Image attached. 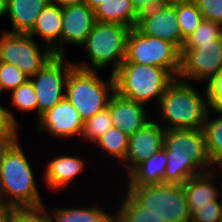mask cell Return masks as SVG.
Listing matches in <instances>:
<instances>
[{"instance_id":"obj_29","label":"cell","mask_w":222,"mask_h":222,"mask_svg":"<svg viewBox=\"0 0 222 222\" xmlns=\"http://www.w3.org/2000/svg\"><path fill=\"white\" fill-rule=\"evenodd\" d=\"M11 104L17 110L37 112V96L30 80L11 91Z\"/></svg>"},{"instance_id":"obj_38","label":"cell","mask_w":222,"mask_h":222,"mask_svg":"<svg viewBox=\"0 0 222 222\" xmlns=\"http://www.w3.org/2000/svg\"><path fill=\"white\" fill-rule=\"evenodd\" d=\"M135 10L141 14L146 10L165 5L164 0H131Z\"/></svg>"},{"instance_id":"obj_10","label":"cell","mask_w":222,"mask_h":222,"mask_svg":"<svg viewBox=\"0 0 222 222\" xmlns=\"http://www.w3.org/2000/svg\"><path fill=\"white\" fill-rule=\"evenodd\" d=\"M64 56H54L35 75L29 77L37 96V120L46 110L65 98L66 82L73 61Z\"/></svg>"},{"instance_id":"obj_30","label":"cell","mask_w":222,"mask_h":222,"mask_svg":"<svg viewBox=\"0 0 222 222\" xmlns=\"http://www.w3.org/2000/svg\"><path fill=\"white\" fill-rule=\"evenodd\" d=\"M51 222H92V206L56 208L51 210Z\"/></svg>"},{"instance_id":"obj_16","label":"cell","mask_w":222,"mask_h":222,"mask_svg":"<svg viewBox=\"0 0 222 222\" xmlns=\"http://www.w3.org/2000/svg\"><path fill=\"white\" fill-rule=\"evenodd\" d=\"M108 106L112 125L127 136L133 135L152 120L145 104L124 98L117 92L111 95Z\"/></svg>"},{"instance_id":"obj_8","label":"cell","mask_w":222,"mask_h":222,"mask_svg":"<svg viewBox=\"0 0 222 222\" xmlns=\"http://www.w3.org/2000/svg\"><path fill=\"white\" fill-rule=\"evenodd\" d=\"M123 63L157 66L177 78L181 68V53L174 44L144 35L134 27L128 37L126 59Z\"/></svg>"},{"instance_id":"obj_9","label":"cell","mask_w":222,"mask_h":222,"mask_svg":"<svg viewBox=\"0 0 222 222\" xmlns=\"http://www.w3.org/2000/svg\"><path fill=\"white\" fill-rule=\"evenodd\" d=\"M0 32V62L14 65L27 76L35 75L51 58L53 52L29 34ZM43 49V50H42Z\"/></svg>"},{"instance_id":"obj_41","label":"cell","mask_w":222,"mask_h":222,"mask_svg":"<svg viewBox=\"0 0 222 222\" xmlns=\"http://www.w3.org/2000/svg\"><path fill=\"white\" fill-rule=\"evenodd\" d=\"M110 0H86V4L94 11L98 6Z\"/></svg>"},{"instance_id":"obj_11","label":"cell","mask_w":222,"mask_h":222,"mask_svg":"<svg viewBox=\"0 0 222 222\" xmlns=\"http://www.w3.org/2000/svg\"><path fill=\"white\" fill-rule=\"evenodd\" d=\"M181 68L178 78L191 82L210 81L222 70V36L200 43L192 50H180Z\"/></svg>"},{"instance_id":"obj_23","label":"cell","mask_w":222,"mask_h":222,"mask_svg":"<svg viewBox=\"0 0 222 222\" xmlns=\"http://www.w3.org/2000/svg\"><path fill=\"white\" fill-rule=\"evenodd\" d=\"M211 112V113H210ZM212 114H216L215 117ZM210 116H213L211 118ZM208 155L213 166L222 161V109L210 108L203 127Z\"/></svg>"},{"instance_id":"obj_13","label":"cell","mask_w":222,"mask_h":222,"mask_svg":"<svg viewBox=\"0 0 222 222\" xmlns=\"http://www.w3.org/2000/svg\"><path fill=\"white\" fill-rule=\"evenodd\" d=\"M136 28L151 37L161 38L181 50L184 39L178 23L176 6L162 5L141 13Z\"/></svg>"},{"instance_id":"obj_25","label":"cell","mask_w":222,"mask_h":222,"mask_svg":"<svg viewBox=\"0 0 222 222\" xmlns=\"http://www.w3.org/2000/svg\"><path fill=\"white\" fill-rule=\"evenodd\" d=\"M118 204L122 222H166L162 217L149 213L140 206L127 192L119 199Z\"/></svg>"},{"instance_id":"obj_20","label":"cell","mask_w":222,"mask_h":222,"mask_svg":"<svg viewBox=\"0 0 222 222\" xmlns=\"http://www.w3.org/2000/svg\"><path fill=\"white\" fill-rule=\"evenodd\" d=\"M51 0H6V15H9L10 33L28 34L34 27L41 11Z\"/></svg>"},{"instance_id":"obj_2","label":"cell","mask_w":222,"mask_h":222,"mask_svg":"<svg viewBox=\"0 0 222 222\" xmlns=\"http://www.w3.org/2000/svg\"><path fill=\"white\" fill-rule=\"evenodd\" d=\"M33 171L18 137L0 143V197L4 205L12 207L44 205Z\"/></svg>"},{"instance_id":"obj_36","label":"cell","mask_w":222,"mask_h":222,"mask_svg":"<svg viewBox=\"0 0 222 222\" xmlns=\"http://www.w3.org/2000/svg\"><path fill=\"white\" fill-rule=\"evenodd\" d=\"M204 85L210 108L222 109V70Z\"/></svg>"},{"instance_id":"obj_19","label":"cell","mask_w":222,"mask_h":222,"mask_svg":"<svg viewBox=\"0 0 222 222\" xmlns=\"http://www.w3.org/2000/svg\"><path fill=\"white\" fill-rule=\"evenodd\" d=\"M216 172L212 170L195 175L183 184L190 213L201 209V206L209 202L217 201L222 196V184L219 189L213 182L218 177Z\"/></svg>"},{"instance_id":"obj_45","label":"cell","mask_w":222,"mask_h":222,"mask_svg":"<svg viewBox=\"0 0 222 222\" xmlns=\"http://www.w3.org/2000/svg\"><path fill=\"white\" fill-rule=\"evenodd\" d=\"M4 92V90H3V87H2V84H1V81H0V96H1V94Z\"/></svg>"},{"instance_id":"obj_4","label":"cell","mask_w":222,"mask_h":222,"mask_svg":"<svg viewBox=\"0 0 222 222\" xmlns=\"http://www.w3.org/2000/svg\"><path fill=\"white\" fill-rule=\"evenodd\" d=\"M130 31L131 28L125 25L96 21L83 45L90 62H74V65L93 71H100L112 65L110 73L114 74L126 59Z\"/></svg>"},{"instance_id":"obj_44","label":"cell","mask_w":222,"mask_h":222,"mask_svg":"<svg viewBox=\"0 0 222 222\" xmlns=\"http://www.w3.org/2000/svg\"><path fill=\"white\" fill-rule=\"evenodd\" d=\"M218 166V168H215V170L217 171V169L218 170H220L219 172H221V174H222V161L220 162V163H218L217 165H216V167ZM222 183V182H221Z\"/></svg>"},{"instance_id":"obj_6","label":"cell","mask_w":222,"mask_h":222,"mask_svg":"<svg viewBox=\"0 0 222 222\" xmlns=\"http://www.w3.org/2000/svg\"><path fill=\"white\" fill-rule=\"evenodd\" d=\"M99 71L74 67L66 82L65 97L76 108L83 122L104 110L115 92L114 75L101 78Z\"/></svg>"},{"instance_id":"obj_1","label":"cell","mask_w":222,"mask_h":222,"mask_svg":"<svg viewBox=\"0 0 222 222\" xmlns=\"http://www.w3.org/2000/svg\"><path fill=\"white\" fill-rule=\"evenodd\" d=\"M164 149L167 167L163 184L183 185L189 178L215 168L208 155L203 129L165 130Z\"/></svg>"},{"instance_id":"obj_42","label":"cell","mask_w":222,"mask_h":222,"mask_svg":"<svg viewBox=\"0 0 222 222\" xmlns=\"http://www.w3.org/2000/svg\"><path fill=\"white\" fill-rule=\"evenodd\" d=\"M195 0H164L165 5L177 6L194 2Z\"/></svg>"},{"instance_id":"obj_5","label":"cell","mask_w":222,"mask_h":222,"mask_svg":"<svg viewBox=\"0 0 222 222\" xmlns=\"http://www.w3.org/2000/svg\"><path fill=\"white\" fill-rule=\"evenodd\" d=\"M115 92L120 96L147 104L158 101L175 79L166 69L137 63H122L113 74Z\"/></svg>"},{"instance_id":"obj_27","label":"cell","mask_w":222,"mask_h":222,"mask_svg":"<svg viewBox=\"0 0 222 222\" xmlns=\"http://www.w3.org/2000/svg\"><path fill=\"white\" fill-rule=\"evenodd\" d=\"M112 126L109 106L107 105L104 110L96 113L83 123L80 139L82 137L85 142L90 141L89 143L94 144V142Z\"/></svg>"},{"instance_id":"obj_14","label":"cell","mask_w":222,"mask_h":222,"mask_svg":"<svg viewBox=\"0 0 222 222\" xmlns=\"http://www.w3.org/2000/svg\"><path fill=\"white\" fill-rule=\"evenodd\" d=\"M156 121L152 118L143 128L129 136L127 155L121 163L127 175L138 164L164 148L165 129Z\"/></svg>"},{"instance_id":"obj_12","label":"cell","mask_w":222,"mask_h":222,"mask_svg":"<svg viewBox=\"0 0 222 222\" xmlns=\"http://www.w3.org/2000/svg\"><path fill=\"white\" fill-rule=\"evenodd\" d=\"M37 122L38 133L48 132L58 141L80 137L84 123L76 108L66 97L41 114Z\"/></svg>"},{"instance_id":"obj_26","label":"cell","mask_w":222,"mask_h":222,"mask_svg":"<svg viewBox=\"0 0 222 222\" xmlns=\"http://www.w3.org/2000/svg\"><path fill=\"white\" fill-rule=\"evenodd\" d=\"M221 36L222 24L203 19L198 28L185 39L181 50H192L200 43L211 42Z\"/></svg>"},{"instance_id":"obj_22","label":"cell","mask_w":222,"mask_h":222,"mask_svg":"<svg viewBox=\"0 0 222 222\" xmlns=\"http://www.w3.org/2000/svg\"><path fill=\"white\" fill-rule=\"evenodd\" d=\"M95 20L101 23H117L134 28L140 14L131 0H110L94 10Z\"/></svg>"},{"instance_id":"obj_37","label":"cell","mask_w":222,"mask_h":222,"mask_svg":"<svg viewBox=\"0 0 222 222\" xmlns=\"http://www.w3.org/2000/svg\"><path fill=\"white\" fill-rule=\"evenodd\" d=\"M101 208L100 205L92 206V222H122L121 213L119 207L115 211L109 213V211ZM115 212V213H114Z\"/></svg>"},{"instance_id":"obj_21","label":"cell","mask_w":222,"mask_h":222,"mask_svg":"<svg viewBox=\"0 0 222 222\" xmlns=\"http://www.w3.org/2000/svg\"><path fill=\"white\" fill-rule=\"evenodd\" d=\"M167 167L166 151L154 153L150 158L138 164L128 175H126V186H143L163 184L165 169Z\"/></svg>"},{"instance_id":"obj_35","label":"cell","mask_w":222,"mask_h":222,"mask_svg":"<svg viewBox=\"0 0 222 222\" xmlns=\"http://www.w3.org/2000/svg\"><path fill=\"white\" fill-rule=\"evenodd\" d=\"M194 2L205 20L222 24V0H195Z\"/></svg>"},{"instance_id":"obj_17","label":"cell","mask_w":222,"mask_h":222,"mask_svg":"<svg viewBox=\"0 0 222 222\" xmlns=\"http://www.w3.org/2000/svg\"><path fill=\"white\" fill-rule=\"evenodd\" d=\"M45 170H43L44 185L55 190H63V188L72 185L76 176L85 170L86 163L84 159L74 155H58L47 162Z\"/></svg>"},{"instance_id":"obj_24","label":"cell","mask_w":222,"mask_h":222,"mask_svg":"<svg viewBox=\"0 0 222 222\" xmlns=\"http://www.w3.org/2000/svg\"><path fill=\"white\" fill-rule=\"evenodd\" d=\"M128 142L129 136L112 126L94 142V145L100 147L101 152L107 153L112 159H118V162L122 163L127 155Z\"/></svg>"},{"instance_id":"obj_39","label":"cell","mask_w":222,"mask_h":222,"mask_svg":"<svg viewBox=\"0 0 222 222\" xmlns=\"http://www.w3.org/2000/svg\"><path fill=\"white\" fill-rule=\"evenodd\" d=\"M14 207L3 205L0 207V222H13Z\"/></svg>"},{"instance_id":"obj_43","label":"cell","mask_w":222,"mask_h":222,"mask_svg":"<svg viewBox=\"0 0 222 222\" xmlns=\"http://www.w3.org/2000/svg\"><path fill=\"white\" fill-rule=\"evenodd\" d=\"M6 0H0V18L6 14Z\"/></svg>"},{"instance_id":"obj_3","label":"cell","mask_w":222,"mask_h":222,"mask_svg":"<svg viewBox=\"0 0 222 222\" xmlns=\"http://www.w3.org/2000/svg\"><path fill=\"white\" fill-rule=\"evenodd\" d=\"M192 85V82L177 77L158 101L157 117L165 130L203 129L210 110L209 100L206 88L200 94Z\"/></svg>"},{"instance_id":"obj_7","label":"cell","mask_w":222,"mask_h":222,"mask_svg":"<svg viewBox=\"0 0 222 222\" xmlns=\"http://www.w3.org/2000/svg\"><path fill=\"white\" fill-rule=\"evenodd\" d=\"M124 190L149 213L166 222H190L191 213L183 185L154 184L127 186Z\"/></svg>"},{"instance_id":"obj_33","label":"cell","mask_w":222,"mask_h":222,"mask_svg":"<svg viewBox=\"0 0 222 222\" xmlns=\"http://www.w3.org/2000/svg\"><path fill=\"white\" fill-rule=\"evenodd\" d=\"M13 222H51V218L45 204L36 207H14Z\"/></svg>"},{"instance_id":"obj_15","label":"cell","mask_w":222,"mask_h":222,"mask_svg":"<svg viewBox=\"0 0 222 222\" xmlns=\"http://www.w3.org/2000/svg\"><path fill=\"white\" fill-rule=\"evenodd\" d=\"M94 11L86 4L62 8L61 56L66 57V45L85 44L95 24Z\"/></svg>"},{"instance_id":"obj_32","label":"cell","mask_w":222,"mask_h":222,"mask_svg":"<svg viewBox=\"0 0 222 222\" xmlns=\"http://www.w3.org/2000/svg\"><path fill=\"white\" fill-rule=\"evenodd\" d=\"M18 123L11 109L0 105V143L9 142L19 136Z\"/></svg>"},{"instance_id":"obj_31","label":"cell","mask_w":222,"mask_h":222,"mask_svg":"<svg viewBox=\"0 0 222 222\" xmlns=\"http://www.w3.org/2000/svg\"><path fill=\"white\" fill-rule=\"evenodd\" d=\"M29 76L23 73L12 64L0 62V81L5 91H12L20 85L26 83Z\"/></svg>"},{"instance_id":"obj_40","label":"cell","mask_w":222,"mask_h":222,"mask_svg":"<svg viewBox=\"0 0 222 222\" xmlns=\"http://www.w3.org/2000/svg\"><path fill=\"white\" fill-rule=\"evenodd\" d=\"M51 2L59 5L61 8L85 3L86 0H51Z\"/></svg>"},{"instance_id":"obj_46","label":"cell","mask_w":222,"mask_h":222,"mask_svg":"<svg viewBox=\"0 0 222 222\" xmlns=\"http://www.w3.org/2000/svg\"><path fill=\"white\" fill-rule=\"evenodd\" d=\"M4 204L2 203L1 197H0V207L3 206Z\"/></svg>"},{"instance_id":"obj_18","label":"cell","mask_w":222,"mask_h":222,"mask_svg":"<svg viewBox=\"0 0 222 222\" xmlns=\"http://www.w3.org/2000/svg\"><path fill=\"white\" fill-rule=\"evenodd\" d=\"M61 31H62V8L49 2L41 11L33 29L28 33L30 36L40 38L53 52L54 56H61Z\"/></svg>"},{"instance_id":"obj_28","label":"cell","mask_w":222,"mask_h":222,"mask_svg":"<svg viewBox=\"0 0 222 222\" xmlns=\"http://www.w3.org/2000/svg\"><path fill=\"white\" fill-rule=\"evenodd\" d=\"M176 13L184 40L198 28L204 19L195 2L177 5Z\"/></svg>"},{"instance_id":"obj_34","label":"cell","mask_w":222,"mask_h":222,"mask_svg":"<svg viewBox=\"0 0 222 222\" xmlns=\"http://www.w3.org/2000/svg\"><path fill=\"white\" fill-rule=\"evenodd\" d=\"M222 219V196L217 201L209 202L201 209L191 213L190 222H221Z\"/></svg>"}]
</instances>
